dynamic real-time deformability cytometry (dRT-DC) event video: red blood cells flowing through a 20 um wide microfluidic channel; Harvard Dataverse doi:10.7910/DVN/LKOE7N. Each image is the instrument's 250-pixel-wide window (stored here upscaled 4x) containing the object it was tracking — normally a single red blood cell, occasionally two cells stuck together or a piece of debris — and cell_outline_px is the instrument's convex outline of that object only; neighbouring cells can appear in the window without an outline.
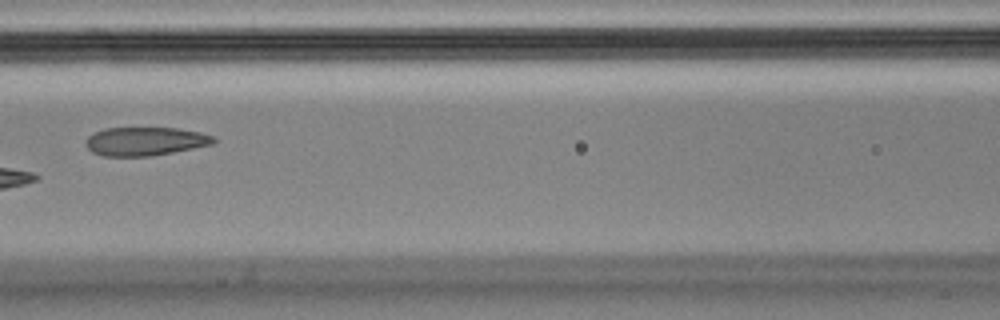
{"species": "Egyptian fruit bat (a non-hibernating species)", "species_latin": "Rousettus aegyptiacus", "temperature_condition": "cold", "stored_images_in_passage": 7, "camera_frame_rate_fps": 3000, "um_per_image_px": 0.085, "animal": {"sex": "male"}, "frame": {"image": 1, "passage_image": 7, "time_ms": 2.0, "image_size_px": [1000, 320], "cell_outline_px": [[216, 140], [212, 144], [152, 156], [104, 156], [92, 152], [84, 144], [84, 140], [88, 136], [104, 128], [176, 128], [200, 132], [212, 136]], "centroid_in_image_um": [12.29, 12.01], "position_along_channel_um": 154.3, "area_um2": 21.15}}